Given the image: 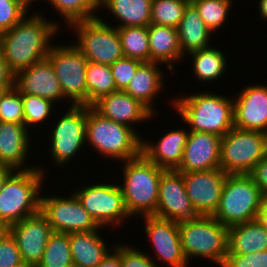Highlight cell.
Returning a JSON list of instances; mask_svg holds the SVG:
<instances>
[{"label": "cell", "instance_id": "obj_1", "mask_svg": "<svg viewBox=\"0 0 267 267\" xmlns=\"http://www.w3.org/2000/svg\"><path fill=\"white\" fill-rule=\"evenodd\" d=\"M31 13L10 30L0 33V50L14 74L47 58L52 40L63 29V23L45 18L41 11Z\"/></svg>", "mask_w": 267, "mask_h": 267}, {"label": "cell", "instance_id": "obj_2", "mask_svg": "<svg viewBox=\"0 0 267 267\" xmlns=\"http://www.w3.org/2000/svg\"><path fill=\"white\" fill-rule=\"evenodd\" d=\"M205 91L190 92L189 95L182 93L169 103L189 131L206 132L222 138L234 127L233 96Z\"/></svg>", "mask_w": 267, "mask_h": 267}, {"label": "cell", "instance_id": "obj_3", "mask_svg": "<svg viewBox=\"0 0 267 267\" xmlns=\"http://www.w3.org/2000/svg\"><path fill=\"white\" fill-rule=\"evenodd\" d=\"M142 136L134 129L103 117L92 106H87L86 147L109 161L121 162L141 155Z\"/></svg>", "mask_w": 267, "mask_h": 267}, {"label": "cell", "instance_id": "obj_4", "mask_svg": "<svg viewBox=\"0 0 267 267\" xmlns=\"http://www.w3.org/2000/svg\"><path fill=\"white\" fill-rule=\"evenodd\" d=\"M121 187L125 207L133 219L152 216L158 203L159 180L164 169L147 160L142 154L121 162Z\"/></svg>", "mask_w": 267, "mask_h": 267}, {"label": "cell", "instance_id": "obj_5", "mask_svg": "<svg viewBox=\"0 0 267 267\" xmlns=\"http://www.w3.org/2000/svg\"><path fill=\"white\" fill-rule=\"evenodd\" d=\"M44 168L39 165L29 170H14L6 178L0 190V221L12 225L40 211L44 181L49 178Z\"/></svg>", "mask_w": 267, "mask_h": 267}, {"label": "cell", "instance_id": "obj_6", "mask_svg": "<svg viewBox=\"0 0 267 267\" xmlns=\"http://www.w3.org/2000/svg\"><path fill=\"white\" fill-rule=\"evenodd\" d=\"M181 245L189 264L201 258L222 267L228 253V227L213 216L199 215L178 222Z\"/></svg>", "mask_w": 267, "mask_h": 267}, {"label": "cell", "instance_id": "obj_7", "mask_svg": "<svg viewBox=\"0 0 267 267\" xmlns=\"http://www.w3.org/2000/svg\"><path fill=\"white\" fill-rule=\"evenodd\" d=\"M262 196L251 174L227 175L218 207L212 216L228 228L256 220Z\"/></svg>", "mask_w": 267, "mask_h": 267}, {"label": "cell", "instance_id": "obj_8", "mask_svg": "<svg viewBox=\"0 0 267 267\" xmlns=\"http://www.w3.org/2000/svg\"><path fill=\"white\" fill-rule=\"evenodd\" d=\"M63 109L61 112L64 113L59 114L58 118H52L54 124L49 125L52 129L49 127L50 131L47 132L50 141L47 153H50L55 168L70 165L86 146L87 105H72Z\"/></svg>", "mask_w": 267, "mask_h": 267}, {"label": "cell", "instance_id": "obj_9", "mask_svg": "<svg viewBox=\"0 0 267 267\" xmlns=\"http://www.w3.org/2000/svg\"><path fill=\"white\" fill-rule=\"evenodd\" d=\"M266 155V133L233 127L221 138L220 169L227 175L251 174Z\"/></svg>", "mask_w": 267, "mask_h": 267}, {"label": "cell", "instance_id": "obj_10", "mask_svg": "<svg viewBox=\"0 0 267 267\" xmlns=\"http://www.w3.org/2000/svg\"><path fill=\"white\" fill-rule=\"evenodd\" d=\"M102 17L75 22L66 30L73 28L74 44L89 62L112 65L124 56L118 28Z\"/></svg>", "mask_w": 267, "mask_h": 267}, {"label": "cell", "instance_id": "obj_11", "mask_svg": "<svg viewBox=\"0 0 267 267\" xmlns=\"http://www.w3.org/2000/svg\"><path fill=\"white\" fill-rule=\"evenodd\" d=\"M82 184L73 192L99 226L119 230L125 221L132 220L125 207L118 182L105 181ZM115 182V183H114ZM93 184V185H92Z\"/></svg>", "mask_w": 267, "mask_h": 267}, {"label": "cell", "instance_id": "obj_12", "mask_svg": "<svg viewBox=\"0 0 267 267\" xmlns=\"http://www.w3.org/2000/svg\"><path fill=\"white\" fill-rule=\"evenodd\" d=\"M51 46L47 59L60 82L64 97L72 105H87L86 65L88 60L75 46L66 41Z\"/></svg>", "mask_w": 267, "mask_h": 267}, {"label": "cell", "instance_id": "obj_13", "mask_svg": "<svg viewBox=\"0 0 267 267\" xmlns=\"http://www.w3.org/2000/svg\"><path fill=\"white\" fill-rule=\"evenodd\" d=\"M47 194V195H46ZM41 193L40 211L53 232L72 233L97 230L100 226L89 215L73 191L67 196ZM59 195V196H58Z\"/></svg>", "mask_w": 267, "mask_h": 267}, {"label": "cell", "instance_id": "obj_14", "mask_svg": "<svg viewBox=\"0 0 267 267\" xmlns=\"http://www.w3.org/2000/svg\"><path fill=\"white\" fill-rule=\"evenodd\" d=\"M140 218L145 222L142 230L153 248L150 250L153 256L147 254L158 266L166 264L165 266L168 267H190L182 249L177 221L162 219L154 215Z\"/></svg>", "mask_w": 267, "mask_h": 267}, {"label": "cell", "instance_id": "obj_15", "mask_svg": "<svg viewBox=\"0 0 267 267\" xmlns=\"http://www.w3.org/2000/svg\"><path fill=\"white\" fill-rule=\"evenodd\" d=\"M156 217L184 221L199 216L187 195L183 175L177 170H165L159 180Z\"/></svg>", "mask_w": 267, "mask_h": 267}, {"label": "cell", "instance_id": "obj_16", "mask_svg": "<svg viewBox=\"0 0 267 267\" xmlns=\"http://www.w3.org/2000/svg\"><path fill=\"white\" fill-rule=\"evenodd\" d=\"M10 233L16 240L22 261L27 267H36L53 233L46 216L38 211L10 225Z\"/></svg>", "mask_w": 267, "mask_h": 267}, {"label": "cell", "instance_id": "obj_17", "mask_svg": "<svg viewBox=\"0 0 267 267\" xmlns=\"http://www.w3.org/2000/svg\"><path fill=\"white\" fill-rule=\"evenodd\" d=\"M182 175L187 195L196 213L212 216L218 207L227 174L216 168Z\"/></svg>", "mask_w": 267, "mask_h": 267}, {"label": "cell", "instance_id": "obj_18", "mask_svg": "<svg viewBox=\"0 0 267 267\" xmlns=\"http://www.w3.org/2000/svg\"><path fill=\"white\" fill-rule=\"evenodd\" d=\"M234 127L267 134V83L246 84L233 97Z\"/></svg>", "mask_w": 267, "mask_h": 267}, {"label": "cell", "instance_id": "obj_19", "mask_svg": "<svg viewBox=\"0 0 267 267\" xmlns=\"http://www.w3.org/2000/svg\"><path fill=\"white\" fill-rule=\"evenodd\" d=\"M14 87L22 95H35L49 99L58 105L59 101L72 104L64 97L60 82L51 62L45 58L15 74ZM65 101V102H64Z\"/></svg>", "mask_w": 267, "mask_h": 267}, {"label": "cell", "instance_id": "obj_20", "mask_svg": "<svg viewBox=\"0 0 267 267\" xmlns=\"http://www.w3.org/2000/svg\"><path fill=\"white\" fill-rule=\"evenodd\" d=\"M221 137L190 131L177 171L188 173L220 168Z\"/></svg>", "mask_w": 267, "mask_h": 267}, {"label": "cell", "instance_id": "obj_21", "mask_svg": "<svg viewBox=\"0 0 267 267\" xmlns=\"http://www.w3.org/2000/svg\"><path fill=\"white\" fill-rule=\"evenodd\" d=\"M92 107L103 117L111 119L116 123L124 124L134 129L138 134L137 125L135 124L151 121L155 116H158L154 115L140 101L122 90H117L101 97Z\"/></svg>", "mask_w": 267, "mask_h": 267}, {"label": "cell", "instance_id": "obj_22", "mask_svg": "<svg viewBox=\"0 0 267 267\" xmlns=\"http://www.w3.org/2000/svg\"><path fill=\"white\" fill-rule=\"evenodd\" d=\"M31 137L32 132L24 124L0 122V165L13 170L37 168L27 162L33 149Z\"/></svg>", "mask_w": 267, "mask_h": 267}, {"label": "cell", "instance_id": "obj_23", "mask_svg": "<svg viewBox=\"0 0 267 267\" xmlns=\"http://www.w3.org/2000/svg\"><path fill=\"white\" fill-rule=\"evenodd\" d=\"M183 126L184 124L181 128L168 130L155 142L153 139L147 140L143 136L141 154L164 170H177L190 132L187 126Z\"/></svg>", "mask_w": 267, "mask_h": 267}, {"label": "cell", "instance_id": "obj_24", "mask_svg": "<svg viewBox=\"0 0 267 267\" xmlns=\"http://www.w3.org/2000/svg\"><path fill=\"white\" fill-rule=\"evenodd\" d=\"M163 66V64L157 62H143L124 90L145 105L154 115H159V111L154 106L157 102L156 97L163 94L164 86H166L164 80L166 72L163 71Z\"/></svg>", "mask_w": 267, "mask_h": 267}, {"label": "cell", "instance_id": "obj_25", "mask_svg": "<svg viewBox=\"0 0 267 267\" xmlns=\"http://www.w3.org/2000/svg\"><path fill=\"white\" fill-rule=\"evenodd\" d=\"M104 228L100 226L93 231L69 233L70 250L75 266L96 267L115 247L116 242L110 244V248L108 241H105L103 231H100Z\"/></svg>", "mask_w": 267, "mask_h": 267}, {"label": "cell", "instance_id": "obj_26", "mask_svg": "<svg viewBox=\"0 0 267 267\" xmlns=\"http://www.w3.org/2000/svg\"><path fill=\"white\" fill-rule=\"evenodd\" d=\"M148 38L150 47V62L167 66L171 74L178 72L175 66L184 60L180 49L177 28L164 25L149 24ZM173 71V72H172Z\"/></svg>", "mask_w": 267, "mask_h": 267}, {"label": "cell", "instance_id": "obj_27", "mask_svg": "<svg viewBox=\"0 0 267 267\" xmlns=\"http://www.w3.org/2000/svg\"><path fill=\"white\" fill-rule=\"evenodd\" d=\"M182 55L185 58L190 53L212 46L215 34L206 26L196 8L189 3L177 27ZM211 43V44H210Z\"/></svg>", "mask_w": 267, "mask_h": 267}, {"label": "cell", "instance_id": "obj_28", "mask_svg": "<svg viewBox=\"0 0 267 267\" xmlns=\"http://www.w3.org/2000/svg\"><path fill=\"white\" fill-rule=\"evenodd\" d=\"M267 250V229L256 219L228 228V253L248 254Z\"/></svg>", "mask_w": 267, "mask_h": 267}, {"label": "cell", "instance_id": "obj_29", "mask_svg": "<svg viewBox=\"0 0 267 267\" xmlns=\"http://www.w3.org/2000/svg\"><path fill=\"white\" fill-rule=\"evenodd\" d=\"M224 50L219 47L210 46L205 49H201L199 51H195L190 53L188 57L191 61V68L194 77L198 82H202L203 84H213L214 81H218L224 75L226 70L229 68L228 58L226 54L223 53Z\"/></svg>", "mask_w": 267, "mask_h": 267}, {"label": "cell", "instance_id": "obj_30", "mask_svg": "<svg viewBox=\"0 0 267 267\" xmlns=\"http://www.w3.org/2000/svg\"><path fill=\"white\" fill-rule=\"evenodd\" d=\"M151 4L152 0H104L101 9L113 15L116 23L112 26L115 28L148 26Z\"/></svg>", "mask_w": 267, "mask_h": 267}, {"label": "cell", "instance_id": "obj_31", "mask_svg": "<svg viewBox=\"0 0 267 267\" xmlns=\"http://www.w3.org/2000/svg\"><path fill=\"white\" fill-rule=\"evenodd\" d=\"M46 2L56 10L68 28L75 22L98 17V10H101L104 0H46Z\"/></svg>", "mask_w": 267, "mask_h": 267}, {"label": "cell", "instance_id": "obj_32", "mask_svg": "<svg viewBox=\"0 0 267 267\" xmlns=\"http://www.w3.org/2000/svg\"><path fill=\"white\" fill-rule=\"evenodd\" d=\"M87 106L117 91L110 65L89 62L86 65Z\"/></svg>", "mask_w": 267, "mask_h": 267}, {"label": "cell", "instance_id": "obj_33", "mask_svg": "<svg viewBox=\"0 0 267 267\" xmlns=\"http://www.w3.org/2000/svg\"><path fill=\"white\" fill-rule=\"evenodd\" d=\"M123 56L150 62L148 26L118 28Z\"/></svg>", "mask_w": 267, "mask_h": 267}, {"label": "cell", "instance_id": "obj_34", "mask_svg": "<svg viewBox=\"0 0 267 267\" xmlns=\"http://www.w3.org/2000/svg\"><path fill=\"white\" fill-rule=\"evenodd\" d=\"M22 102L24 107V125L30 131L31 129L32 131L35 130V127L38 129L39 126L44 128L46 126L44 124L45 121V123H48L47 125L50 124L47 121H50L51 124L53 123L51 118L56 117L54 109L57 106L53 101L35 95H22Z\"/></svg>", "mask_w": 267, "mask_h": 267}, {"label": "cell", "instance_id": "obj_35", "mask_svg": "<svg viewBox=\"0 0 267 267\" xmlns=\"http://www.w3.org/2000/svg\"><path fill=\"white\" fill-rule=\"evenodd\" d=\"M190 3L199 12L206 26L216 34L229 20L234 0H198L190 1Z\"/></svg>", "mask_w": 267, "mask_h": 267}, {"label": "cell", "instance_id": "obj_36", "mask_svg": "<svg viewBox=\"0 0 267 267\" xmlns=\"http://www.w3.org/2000/svg\"><path fill=\"white\" fill-rule=\"evenodd\" d=\"M72 264L69 233L53 232L36 267H68Z\"/></svg>", "mask_w": 267, "mask_h": 267}, {"label": "cell", "instance_id": "obj_37", "mask_svg": "<svg viewBox=\"0 0 267 267\" xmlns=\"http://www.w3.org/2000/svg\"><path fill=\"white\" fill-rule=\"evenodd\" d=\"M190 0H152L150 24L177 28Z\"/></svg>", "mask_w": 267, "mask_h": 267}, {"label": "cell", "instance_id": "obj_38", "mask_svg": "<svg viewBox=\"0 0 267 267\" xmlns=\"http://www.w3.org/2000/svg\"><path fill=\"white\" fill-rule=\"evenodd\" d=\"M0 122L24 124L22 94L15 87L8 89L1 98Z\"/></svg>", "mask_w": 267, "mask_h": 267}, {"label": "cell", "instance_id": "obj_39", "mask_svg": "<svg viewBox=\"0 0 267 267\" xmlns=\"http://www.w3.org/2000/svg\"><path fill=\"white\" fill-rule=\"evenodd\" d=\"M30 12L17 0H0V33L13 28Z\"/></svg>", "mask_w": 267, "mask_h": 267}, {"label": "cell", "instance_id": "obj_40", "mask_svg": "<svg viewBox=\"0 0 267 267\" xmlns=\"http://www.w3.org/2000/svg\"><path fill=\"white\" fill-rule=\"evenodd\" d=\"M142 63L136 59L123 57L110 65L116 90L124 91L127 88Z\"/></svg>", "mask_w": 267, "mask_h": 267}, {"label": "cell", "instance_id": "obj_41", "mask_svg": "<svg viewBox=\"0 0 267 267\" xmlns=\"http://www.w3.org/2000/svg\"><path fill=\"white\" fill-rule=\"evenodd\" d=\"M121 262L122 267H160L147 252L124 242L121 243Z\"/></svg>", "mask_w": 267, "mask_h": 267}, {"label": "cell", "instance_id": "obj_42", "mask_svg": "<svg viewBox=\"0 0 267 267\" xmlns=\"http://www.w3.org/2000/svg\"><path fill=\"white\" fill-rule=\"evenodd\" d=\"M0 267H27L11 233L0 242Z\"/></svg>", "mask_w": 267, "mask_h": 267}, {"label": "cell", "instance_id": "obj_43", "mask_svg": "<svg viewBox=\"0 0 267 267\" xmlns=\"http://www.w3.org/2000/svg\"><path fill=\"white\" fill-rule=\"evenodd\" d=\"M222 267H267V250L248 254H227Z\"/></svg>", "mask_w": 267, "mask_h": 267}, {"label": "cell", "instance_id": "obj_44", "mask_svg": "<svg viewBox=\"0 0 267 267\" xmlns=\"http://www.w3.org/2000/svg\"><path fill=\"white\" fill-rule=\"evenodd\" d=\"M263 195H267V155L255 166L251 173Z\"/></svg>", "mask_w": 267, "mask_h": 267}, {"label": "cell", "instance_id": "obj_45", "mask_svg": "<svg viewBox=\"0 0 267 267\" xmlns=\"http://www.w3.org/2000/svg\"><path fill=\"white\" fill-rule=\"evenodd\" d=\"M15 74L10 70L0 50V89L14 87Z\"/></svg>", "mask_w": 267, "mask_h": 267}, {"label": "cell", "instance_id": "obj_46", "mask_svg": "<svg viewBox=\"0 0 267 267\" xmlns=\"http://www.w3.org/2000/svg\"><path fill=\"white\" fill-rule=\"evenodd\" d=\"M96 267H122L120 241Z\"/></svg>", "mask_w": 267, "mask_h": 267}, {"label": "cell", "instance_id": "obj_47", "mask_svg": "<svg viewBox=\"0 0 267 267\" xmlns=\"http://www.w3.org/2000/svg\"><path fill=\"white\" fill-rule=\"evenodd\" d=\"M257 220L267 229V195H263Z\"/></svg>", "mask_w": 267, "mask_h": 267}, {"label": "cell", "instance_id": "obj_48", "mask_svg": "<svg viewBox=\"0 0 267 267\" xmlns=\"http://www.w3.org/2000/svg\"><path fill=\"white\" fill-rule=\"evenodd\" d=\"M257 6H258V11L257 14L259 13L260 20L266 22L267 21V0H256Z\"/></svg>", "mask_w": 267, "mask_h": 267}, {"label": "cell", "instance_id": "obj_49", "mask_svg": "<svg viewBox=\"0 0 267 267\" xmlns=\"http://www.w3.org/2000/svg\"><path fill=\"white\" fill-rule=\"evenodd\" d=\"M12 168L0 165V190L2 189L3 183L6 178L13 172Z\"/></svg>", "mask_w": 267, "mask_h": 267}, {"label": "cell", "instance_id": "obj_50", "mask_svg": "<svg viewBox=\"0 0 267 267\" xmlns=\"http://www.w3.org/2000/svg\"><path fill=\"white\" fill-rule=\"evenodd\" d=\"M10 234V225L0 221V242Z\"/></svg>", "mask_w": 267, "mask_h": 267}, {"label": "cell", "instance_id": "obj_51", "mask_svg": "<svg viewBox=\"0 0 267 267\" xmlns=\"http://www.w3.org/2000/svg\"><path fill=\"white\" fill-rule=\"evenodd\" d=\"M19 1L21 4H23L30 12H31V9H32V4L33 3H36L39 2V0H17Z\"/></svg>", "mask_w": 267, "mask_h": 267}, {"label": "cell", "instance_id": "obj_52", "mask_svg": "<svg viewBox=\"0 0 267 267\" xmlns=\"http://www.w3.org/2000/svg\"><path fill=\"white\" fill-rule=\"evenodd\" d=\"M8 89H0V101L1 98L3 97L4 93L7 91Z\"/></svg>", "mask_w": 267, "mask_h": 267}]
</instances>
